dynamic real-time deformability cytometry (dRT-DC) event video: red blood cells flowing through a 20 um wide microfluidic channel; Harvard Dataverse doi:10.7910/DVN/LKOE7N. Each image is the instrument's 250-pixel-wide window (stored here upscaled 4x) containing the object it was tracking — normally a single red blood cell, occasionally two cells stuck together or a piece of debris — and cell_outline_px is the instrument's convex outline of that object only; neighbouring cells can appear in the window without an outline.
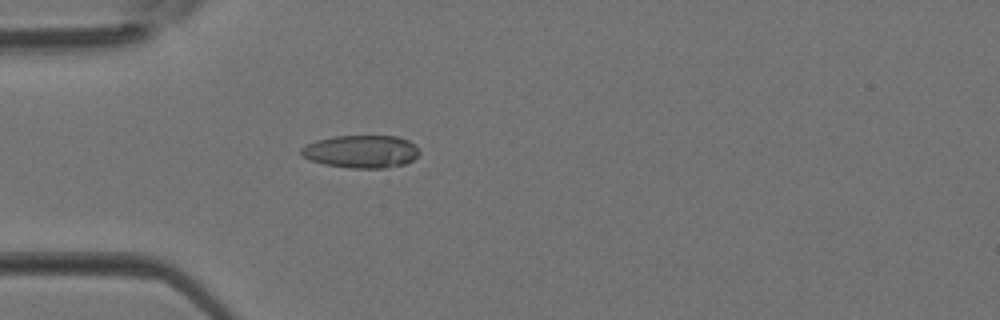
{"species": "Egyptian fruit bat (a non-hibernating species)", "species_latin": "Rousettus aegyptiacus", "temperature_condition": "room temperature", "stored_images_in_passage": 4, "camera_frame_rate_fps": 3000, "um_per_image_px": 0.085, "animal": {"sex": "female"}, "frame": {"image": 1, "passage_image": 4, "time_ms": 1.0, "image_size_px": [1000, 320], "cell_outline_px": [[420, 152], [412, 160], [404, 164], [384, 168], [352, 168], [324, 164], [312, 160], [304, 156], [300, 152], [300, 148], [304, 144], [316, 140], [332, 136], [396, 136], [408, 140]], "centroid_in_image_um": [30.66, 12.87], "position_along_channel_um": 54.3, "area_um2": 22.43}}